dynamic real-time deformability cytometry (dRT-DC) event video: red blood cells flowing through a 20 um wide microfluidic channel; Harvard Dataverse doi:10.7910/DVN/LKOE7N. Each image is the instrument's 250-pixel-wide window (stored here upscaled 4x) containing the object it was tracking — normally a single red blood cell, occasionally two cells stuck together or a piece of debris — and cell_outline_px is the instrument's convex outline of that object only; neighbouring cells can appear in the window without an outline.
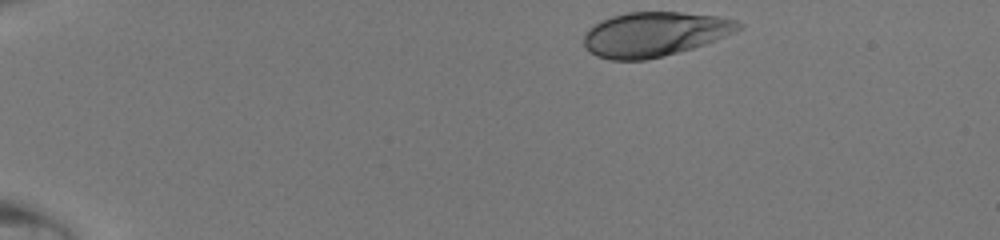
{"species": "human", "species_latin": "Homo sapiens", "temperature_condition": "room temperature", "stored_images_in_passage": 40, "camera_frame_rate_fps": 3000, "um_per_image_px": 0.085, "donor": {"sex": "male"}, "frame": {"image": 1, "passage_image": 1, "time_ms": 0.0, "image_size_px": [1000, 240], "cell_outline_px": [[744, 24], [740, 28], [724, 36], [704, 44], [692, 48], [644, 60], [608, 60], [596, 56], [584, 44], [584, 36], [588, 28], [600, 20], [612, 16], [628, 12], [680, 12], [716, 16], [736, 20]], "centroid_in_image_um": [55.6, 2.89], "position_along_channel_um": 29.4, "area_um2": 39.71}}
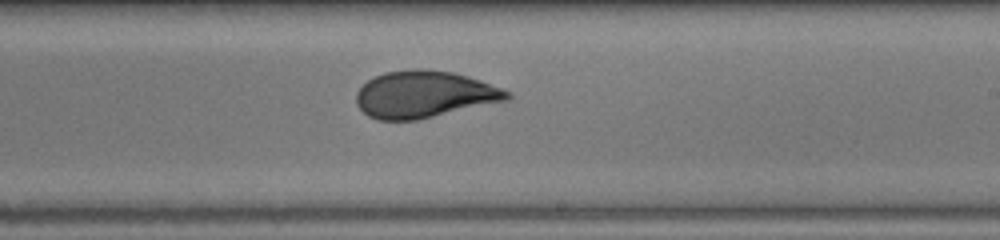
{"frame": {"image": 2, "passage_image": 23, "time_ms": 7.333, "image_size_px": [1000, 240], "cell_outline_px": [[512, 96], [508, 100], [416, 120], [376, 120], [368, 116], [356, 104], [356, 92], [368, 80], [384, 72], [412, 68], [428, 68], [452, 72], [468, 76], [480, 80], [512, 92]], "centroid_in_image_um": [36.06, 8.01], "position_along_channel_um": 252.9, "area_um2": 41.38}}
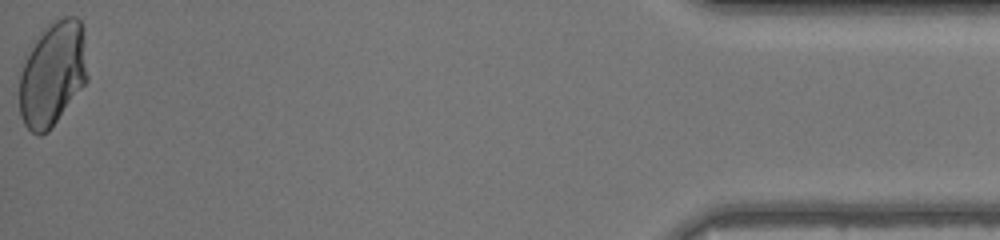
{"frame": {"image": 3, "passage_image": 40, "time_ms": 13.0, "image_size_px": [1000, 240], "cell_outline_px": [[88, 80], [48, 132], [40, 136], [36, 136], [24, 124], [20, 116], [20, 72], [28, 48], [44, 28], [56, 20], [64, 16], [76, 16], [80, 20], [84, 28], [88, 76]], "centroid_in_image_um": [4.48, 6.26], "position_along_channel_um": 430.7, "area_um2": 41.96}}